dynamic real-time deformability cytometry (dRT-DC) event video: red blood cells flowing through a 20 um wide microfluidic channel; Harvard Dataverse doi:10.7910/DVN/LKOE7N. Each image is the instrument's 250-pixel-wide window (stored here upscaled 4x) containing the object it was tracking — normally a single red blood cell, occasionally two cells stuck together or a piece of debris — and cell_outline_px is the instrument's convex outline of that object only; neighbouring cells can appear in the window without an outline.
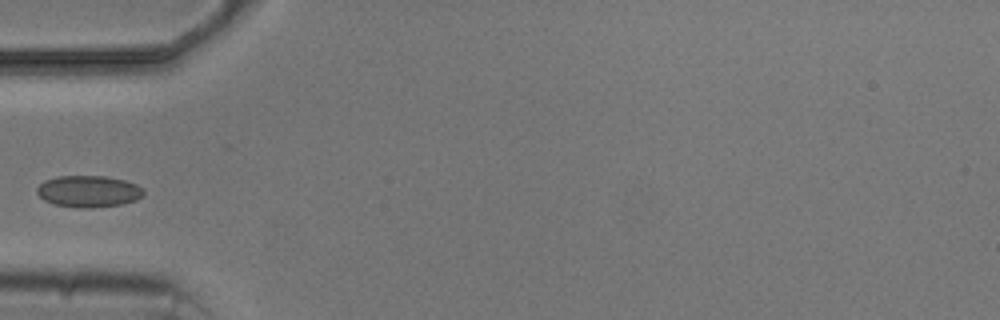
{"species": "common noctule bat (a hibernating species)", "species_latin": "Nyctalus noctula", "temperature_condition": "cold", "stored_images_in_passage": 1, "camera_frame_rate_fps": 3000, "um_per_image_px": 0.085, "animal": {"sex": "male", "body_mass_g": 20.5, "forearm_length_mm": 52.5}, "frame": {"image": 1, "passage_image": 1, "time_ms": 0.0, "image_size_px": [1000, 320], "cell_outline_px": [[144, 196], [136, 200], [120, 204], [92, 208], [80, 208], [56, 204], [44, 200], [36, 192], [36, 188], [44, 180], [56, 176], [104, 176], [124, 180], [136, 184], [144, 192]], "centroid_in_image_um": [7.51, 16.26], "position_along_channel_um": 77.5, "area_um2": 19.59}}